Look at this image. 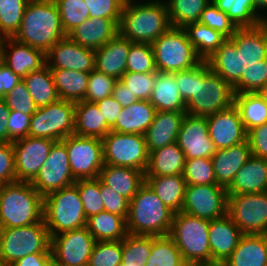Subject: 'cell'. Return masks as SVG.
I'll use <instances>...</instances> for the list:
<instances>
[{"mask_svg":"<svg viewBox=\"0 0 267 266\" xmlns=\"http://www.w3.org/2000/svg\"><path fill=\"white\" fill-rule=\"evenodd\" d=\"M43 220L50 238L86 226L87 218L75 184L43 197Z\"/></svg>","mask_w":267,"mask_h":266,"instance_id":"8992f818","label":"cell"},{"mask_svg":"<svg viewBox=\"0 0 267 266\" xmlns=\"http://www.w3.org/2000/svg\"><path fill=\"white\" fill-rule=\"evenodd\" d=\"M66 36L54 0H29L20 27L13 38L46 54Z\"/></svg>","mask_w":267,"mask_h":266,"instance_id":"6da1fadb","label":"cell"},{"mask_svg":"<svg viewBox=\"0 0 267 266\" xmlns=\"http://www.w3.org/2000/svg\"><path fill=\"white\" fill-rule=\"evenodd\" d=\"M199 23L219 31L227 38H230L238 29L235 23L228 17L226 13L219 10L212 1L206 6L201 13Z\"/></svg>","mask_w":267,"mask_h":266,"instance_id":"9f6ffc18","label":"cell"},{"mask_svg":"<svg viewBox=\"0 0 267 266\" xmlns=\"http://www.w3.org/2000/svg\"><path fill=\"white\" fill-rule=\"evenodd\" d=\"M209 137L216 150L229 148L246 141L247 132L238 109L232 107L206 116Z\"/></svg>","mask_w":267,"mask_h":266,"instance_id":"ffe728a7","label":"cell"},{"mask_svg":"<svg viewBox=\"0 0 267 266\" xmlns=\"http://www.w3.org/2000/svg\"><path fill=\"white\" fill-rule=\"evenodd\" d=\"M209 222L185 212L174 214L169 236L187 264L211 263Z\"/></svg>","mask_w":267,"mask_h":266,"instance_id":"52a82bcc","label":"cell"},{"mask_svg":"<svg viewBox=\"0 0 267 266\" xmlns=\"http://www.w3.org/2000/svg\"><path fill=\"white\" fill-rule=\"evenodd\" d=\"M58 6L61 25L66 35L75 27L84 23L89 16V9L84 0H54Z\"/></svg>","mask_w":267,"mask_h":266,"instance_id":"7dc6e473","label":"cell"},{"mask_svg":"<svg viewBox=\"0 0 267 266\" xmlns=\"http://www.w3.org/2000/svg\"><path fill=\"white\" fill-rule=\"evenodd\" d=\"M177 88L185 104L195 94L196 88V66L187 70L175 72Z\"/></svg>","mask_w":267,"mask_h":266,"instance_id":"e7e4bbea","label":"cell"},{"mask_svg":"<svg viewBox=\"0 0 267 266\" xmlns=\"http://www.w3.org/2000/svg\"><path fill=\"white\" fill-rule=\"evenodd\" d=\"M100 193L104 205V210L118 214L127 220L129 214V201L116 191L105 185L100 180Z\"/></svg>","mask_w":267,"mask_h":266,"instance_id":"91938a15","label":"cell"},{"mask_svg":"<svg viewBox=\"0 0 267 266\" xmlns=\"http://www.w3.org/2000/svg\"><path fill=\"white\" fill-rule=\"evenodd\" d=\"M11 266H55L52 253H33L17 260Z\"/></svg>","mask_w":267,"mask_h":266,"instance_id":"a7ac6f4b","label":"cell"},{"mask_svg":"<svg viewBox=\"0 0 267 266\" xmlns=\"http://www.w3.org/2000/svg\"><path fill=\"white\" fill-rule=\"evenodd\" d=\"M126 72L156 73L151 44L132 43L127 57Z\"/></svg>","mask_w":267,"mask_h":266,"instance_id":"f907efd6","label":"cell"},{"mask_svg":"<svg viewBox=\"0 0 267 266\" xmlns=\"http://www.w3.org/2000/svg\"><path fill=\"white\" fill-rule=\"evenodd\" d=\"M145 182L169 209L181 212L187 185L183 175L145 177Z\"/></svg>","mask_w":267,"mask_h":266,"instance_id":"d590c367","label":"cell"},{"mask_svg":"<svg viewBox=\"0 0 267 266\" xmlns=\"http://www.w3.org/2000/svg\"><path fill=\"white\" fill-rule=\"evenodd\" d=\"M66 144L69 166L74 179L98 178L104 165L102 140L75 134L62 140Z\"/></svg>","mask_w":267,"mask_h":266,"instance_id":"4fadbf2b","label":"cell"},{"mask_svg":"<svg viewBox=\"0 0 267 266\" xmlns=\"http://www.w3.org/2000/svg\"><path fill=\"white\" fill-rule=\"evenodd\" d=\"M60 99L70 102L83 101L86 95L89 72L50 68Z\"/></svg>","mask_w":267,"mask_h":266,"instance_id":"74e56055","label":"cell"},{"mask_svg":"<svg viewBox=\"0 0 267 266\" xmlns=\"http://www.w3.org/2000/svg\"><path fill=\"white\" fill-rule=\"evenodd\" d=\"M20 81L22 78L3 64L0 67V98L9 93Z\"/></svg>","mask_w":267,"mask_h":266,"instance_id":"003e7915","label":"cell"},{"mask_svg":"<svg viewBox=\"0 0 267 266\" xmlns=\"http://www.w3.org/2000/svg\"><path fill=\"white\" fill-rule=\"evenodd\" d=\"M226 190L227 195L267 192V159L252 155Z\"/></svg>","mask_w":267,"mask_h":266,"instance_id":"d4e9b609","label":"cell"},{"mask_svg":"<svg viewBox=\"0 0 267 266\" xmlns=\"http://www.w3.org/2000/svg\"><path fill=\"white\" fill-rule=\"evenodd\" d=\"M183 178L187 185L217 184L211 158H195L185 161Z\"/></svg>","mask_w":267,"mask_h":266,"instance_id":"c3c4849f","label":"cell"},{"mask_svg":"<svg viewBox=\"0 0 267 266\" xmlns=\"http://www.w3.org/2000/svg\"><path fill=\"white\" fill-rule=\"evenodd\" d=\"M234 106L246 132L267 123V102L257 92L235 94Z\"/></svg>","mask_w":267,"mask_h":266,"instance_id":"60d3db41","label":"cell"},{"mask_svg":"<svg viewBox=\"0 0 267 266\" xmlns=\"http://www.w3.org/2000/svg\"><path fill=\"white\" fill-rule=\"evenodd\" d=\"M46 65L49 68L90 73L95 69V50L83 47L66 36L46 53Z\"/></svg>","mask_w":267,"mask_h":266,"instance_id":"d6986e66","label":"cell"},{"mask_svg":"<svg viewBox=\"0 0 267 266\" xmlns=\"http://www.w3.org/2000/svg\"><path fill=\"white\" fill-rule=\"evenodd\" d=\"M54 142L30 136L13 142L16 181L31 182L37 176Z\"/></svg>","mask_w":267,"mask_h":266,"instance_id":"e0dca14e","label":"cell"},{"mask_svg":"<svg viewBox=\"0 0 267 266\" xmlns=\"http://www.w3.org/2000/svg\"><path fill=\"white\" fill-rule=\"evenodd\" d=\"M101 140L104 164L135 168L145 173L149 152L144 135L110 131Z\"/></svg>","mask_w":267,"mask_h":266,"instance_id":"8fae6325","label":"cell"},{"mask_svg":"<svg viewBox=\"0 0 267 266\" xmlns=\"http://www.w3.org/2000/svg\"><path fill=\"white\" fill-rule=\"evenodd\" d=\"M188 40L192 43L197 55L203 60H208L219 47L228 39L225 35L203 25L194 22L183 28Z\"/></svg>","mask_w":267,"mask_h":266,"instance_id":"ab89813d","label":"cell"},{"mask_svg":"<svg viewBox=\"0 0 267 266\" xmlns=\"http://www.w3.org/2000/svg\"><path fill=\"white\" fill-rule=\"evenodd\" d=\"M121 241H96L88 266H120L122 261Z\"/></svg>","mask_w":267,"mask_h":266,"instance_id":"f5cc1de1","label":"cell"},{"mask_svg":"<svg viewBox=\"0 0 267 266\" xmlns=\"http://www.w3.org/2000/svg\"><path fill=\"white\" fill-rule=\"evenodd\" d=\"M117 79L96 69L90 72L84 101L96 103L113 93Z\"/></svg>","mask_w":267,"mask_h":266,"instance_id":"11a10c76","label":"cell"},{"mask_svg":"<svg viewBox=\"0 0 267 266\" xmlns=\"http://www.w3.org/2000/svg\"><path fill=\"white\" fill-rule=\"evenodd\" d=\"M208 234L211 263L220 265L230 257L244 235L228 214L211 220Z\"/></svg>","mask_w":267,"mask_h":266,"instance_id":"44dd1931","label":"cell"},{"mask_svg":"<svg viewBox=\"0 0 267 266\" xmlns=\"http://www.w3.org/2000/svg\"><path fill=\"white\" fill-rule=\"evenodd\" d=\"M2 99L5 101L10 111H19L23 114L33 115L37 110V106L23 80L9 93L5 94Z\"/></svg>","mask_w":267,"mask_h":266,"instance_id":"6f0895ef","label":"cell"},{"mask_svg":"<svg viewBox=\"0 0 267 266\" xmlns=\"http://www.w3.org/2000/svg\"><path fill=\"white\" fill-rule=\"evenodd\" d=\"M251 156L247 140L229 148L216 150L211 159L217 184L227 188Z\"/></svg>","mask_w":267,"mask_h":266,"instance_id":"4316f807","label":"cell"},{"mask_svg":"<svg viewBox=\"0 0 267 266\" xmlns=\"http://www.w3.org/2000/svg\"><path fill=\"white\" fill-rule=\"evenodd\" d=\"M255 9L259 12L260 10H267V0H252Z\"/></svg>","mask_w":267,"mask_h":266,"instance_id":"8c879c8a","label":"cell"},{"mask_svg":"<svg viewBox=\"0 0 267 266\" xmlns=\"http://www.w3.org/2000/svg\"><path fill=\"white\" fill-rule=\"evenodd\" d=\"M156 109L149 100H138L123 107L111 131L144 135L153 122Z\"/></svg>","mask_w":267,"mask_h":266,"instance_id":"f546056e","label":"cell"},{"mask_svg":"<svg viewBox=\"0 0 267 266\" xmlns=\"http://www.w3.org/2000/svg\"><path fill=\"white\" fill-rule=\"evenodd\" d=\"M74 121L75 103L59 99L37 108L31 116L28 136L61 141L74 134Z\"/></svg>","mask_w":267,"mask_h":266,"instance_id":"30bf717a","label":"cell"},{"mask_svg":"<svg viewBox=\"0 0 267 266\" xmlns=\"http://www.w3.org/2000/svg\"><path fill=\"white\" fill-rule=\"evenodd\" d=\"M111 131L96 103H75L74 134L81 137L102 139Z\"/></svg>","mask_w":267,"mask_h":266,"instance_id":"836d02e7","label":"cell"},{"mask_svg":"<svg viewBox=\"0 0 267 266\" xmlns=\"http://www.w3.org/2000/svg\"><path fill=\"white\" fill-rule=\"evenodd\" d=\"M186 266H222V265L213 263H196V264H186Z\"/></svg>","mask_w":267,"mask_h":266,"instance_id":"11e5206c","label":"cell"},{"mask_svg":"<svg viewBox=\"0 0 267 266\" xmlns=\"http://www.w3.org/2000/svg\"><path fill=\"white\" fill-rule=\"evenodd\" d=\"M151 46L157 72L175 73L193 68L203 61L183 28L170 27Z\"/></svg>","mask_w":267,"mask_h":266,"instance_id":"ba28073f","label":"cell"},{"mask_svg":"<svg viewBox=\"0 0 267 266\" xmlns=\"http://www.w3.org/2000/svg\"><path fill=\"white\" fill-rule=\"evenodd\" d=\"M119 33L118 23L113 19L90 17L67 36L83 47L98 49Z\"/></svg>","mask_w":267,"mask_h":266,"instance_id":"484cf974","label":"cell"},{"mask_svg":"<svg viewBox=\"0 0 267 266\" xmlns=\"http://www.w3.org/2000/svg\"><path fill=\"white\" fill-rule=\"evenodd\" d=\"M212 3L235 23L238 28L256 27L264 16L257 12L252 0H211Z\"/></svg>","mask_w":267,"mask_h":266,"instance_id":"b9f144b4","label":"cell"},{"mask_svg":"<svg viewBox=\"0 0 267 266\" xmlns=\"http://www.w3.org/2000/svg\"><path fill=\"white\" fill-rule=\"evenodd\" d=\"M43 219V196L30 182L15 181L0 187V227L32 225Z\"/></svg>","mask_w":267,"mask_h":266,"instance_id":"277c9868","label":"cell"},{"mask_svg":"<svg viewBox=\"0 0 267 266\" xmlns=\"http://www.w3.org/2000/svg\"><path fill=\"white\" fill-rule=\"evenodd\" d=\"M267 102V82L257 92Z\"/></svg>","mask_w":267,"mask_h":266,"instance_id":"753ad0ef","label":"cell"},{"mask_svg":"<svg viewBox=\"0 0 267 266\" xmlns=\"http://www.w3.org/2000/svg\"><path fill=\"white\" fill-rule=\"evenodd\" d=\"M222 266H267V235L244 234Z\"/></svg>","mask_w":267,"mask_h":266,"instance_id":"4dcf8cb0","label":"cell"},{"mask_svg":"<svg viewBox=\"0 0 267 266\" xmlns=\"http://www.w3.org/2000/svg\"><path fill=\"white\" fill-rule=\"evenodd\" d=\"M118 27L132 43L152 44L171 27L165 0H126Z\"/></svg>","mask_w":267,"mask_h":266,"instance_id":"7a4b0ae2","label":"cell"},{"mask_svg":"<svg viewBox=\"0 0 267 266\" xmlns=\"http://www.w3.org/2000/svg\"><path fill=\"white\" fill-rule=\"evenodd\" d=\"M22 80L26 84L37 108L49 105L60 99L51 70L47 65L28 73Z\"/></svg>","mask_w":267,"mask_h":266,"instance_id":"f35d334b","label":"cell"},{"mask_svg":"<svg viewBox=\"0 0 267 266\" xmlns=\"http://www.w3.org/2000/svg\"><path fill=\"white\" fill-rule=\"evenodd\" d=\"M246 140L253 156L267 159V123L248 130Z\"/></svg>","mask_w":267,"mask_h":266,"instance_id":"be15d7a7","label":"cell"},{"mask_svg":"<svg viewBox=\"0 0 267 266\" xmlns=\"http://www.w3.org/2000/svg\"><path fill=\"white\" fill-rule=\"evenodd\" d=\"M182 254L169 236H153L150 257L145 266H186Z\"/></svg>","mask_w":267,"mask_h":266,"instance_id":"ee69618b","label":"cell"},{"mask_svg":"<svg viewBox=\"0 0 267 266\" xmlns=\"http://www.w3.org/2000/svg\"><path fill=\"white\" fill-rule=\"evenodd\" d=\"M228 195L219 184L186 185L181 212L206 219H218L227 214Z\"/></svg>","mask_w":267,"mask_h":266,"instance_id":"2e32d148","label":"cell"},{"mask_svg":"<svg viewBox=\"0 0 267 266\" xmlns=\"http://www.w3.org/2000/svg\"><path fill=\"white\" fill-rule=\"evenodd\" d=\"M206 62L214 73L232 87L239 81L244 70L241 54L229 38Z\"/></svg>","mask_w":267,"mask_h":266,"instance_id":"d6a6232c","label":"cell"},{"mask_svg":"<svg viewBox=\"0 0 267 266\" xmlns=\"http://www.w3.org/2000/svg\"><path fill=\"white\" fill-rule=\"evenodd\" d=\"M120 81L136 95L138 100H150L155 86L156 73L125 72Z\"/></svg>","mask_w":267,"mask_h":266,"instance_id":"db71d44e","label":"cell"},{"mask_svg":"<svg viewBox=\"0 0 267 266\" xmlns=\"http://www.w3.org/2000/svg\"><path fill=\"white\" fill-rule=\"evenodd\" d=\"M150 103L156 111L186 112V104L182 99L175 73L156 72V81Z\"/></svg>","mask_w":267,"mask_h":266,"instance_id":"e575fe53","label":"cell"},{"mask_svg":"<svg viewBox=\"0 0 267 266\" xmlns=\"http://www.w3.org/2000/svg\"><path fill=\"white\" fill-rule=\"evenodd\" d=\"M98 178L130 202L145 182V173L135 168L104 164Z\"/></svg>","mask_w":267,"mask_h":266,"instance_id":"f1b7e54d","label":"cell"},{"mask_svg":"<svg viewBox=\"0 0 267 266\" xmlns=\"http://www.w3.org/2000/svg\"><path fill=\"white\" fill-rule=\"evenodd\" d=\"M185 155L177 142L166 145L149 153L145 177L183 175Z\"/></svg>","mask_w":267,"mask_h":266,"instance_id":"1f68e13d","label":"cell"},{"mask_svg":"<svg viewBox=\"0 0 267 266\" xmlns=\"http://www.w3.org/2000/svg\"><path fill=\"white\" fill-rule=\"evenodd\" d=\"M7 47L9 52L6 50ZM3 48L4 64L21 78L46 65V54L43 51L21 43L13 37L3 38Z\"/></svg>","mask_w":267,"mask_h":266,"instance_id":"7402d4cb","label":"cell"},{"mask_svg":"<svg viewBox=\"0 0 267 266\" xmlns=\"http://www.w3.org/2000/svg\"><path fill=\"white\" fill-rule=\"evenodd\" d=\"M234 97L233 87L202 61L196 66L195 94L186 103V113L206 117L232 107Z\"/></svg>","mask_w":267,"mask_h":266,"instance_id":"5b68a950","label":"cell"},{"mask_svg":"<svg viewBox=\"0 0 267 266\" xmlns=\"http://www.w3.org/2000/svg\"><path fill=\"white\" fill-rule=\"evenodd\" d=\"M174 212L144 182L129 202L127 231L132 235L167 236Z\"/></svg>","mask_w":267,"mask_h":266,"instance_id":"3957f363","label":"cell"},{"mask_svg":"<svg viewBox=\"0 0 267 266\" xmlns=\"http://www.w3.org/2000/svg\"><path fill=\"white\" fill-rule=\"evenodd\" d=\"M186 112L156 111L153 122L144 136L148 152L177 142L178 133Z\"/></svg>","mask_w":267,"mask_h":266,"instance_id":"cb8c5ba5","label":"cell"},{"mask_svg":"<svg viewBox=\"0 0 267 266\" xmlns=\"http://www.w3.org/2000/svg\"><path fill=\"white\" fill-rule=\"evenodd\" d=\"M29 0H0V38L13 37Z\"/></svg>","mask_w":267,"mask_h":266,"instance_id":"bcb514c9","label":"cell"},{"mask_svg":"<svg viewBox=\"0 0 267 266\" xmlns=\"http://www.w3.org/2000/svg\"><path fill=\"white\" fill-rule=\"evenodd\" d=\"M112 96L122 107L130 106L132 103L138 101L136 95L132 94L120 80L116 81Z\"/></svg>","mask_w":267,"mask_h":266,"instance_id":"89a4df30","label":"cell"},{"mask_svg":"<svg viewBox=\"0 0 267 266\" xmlns=\"http://www.w3.org/2000/svg\"><path fill=\"white\" fill-rule=\"evenodd\" d=\"M74 184L78 187V192L87 219L104 211L99 178L81 179L77 180Z\"/></svg>","mask_w":267,"mask_h":266,"instance_id":"681fc988","label":"cell"},{"mask_svg":"<svg viewBox=\"0 0 267 266\" xmlns=\"http://www.w3.org/2000/svg\"><path fill=\"white\" fill-rule=\"evenodd\" d=\"M177 144L186 160L211 158L216 149L209 137L206 117L185 114L178 133Z\"/></svg>","mask_w":267,"mask_h":266,"instance_id":"ac0fdd59","label":"cell"},{"mask_svg":"<svg viewBox=\"0 0 267 266\" xmlns=\"http://www.w3.org/2000/svg\"><path fill=\"white\" fill-rule=\"evenodd\" d=\"M31 116L19 111H10L7 123L8 142H14L28 136Z\"/></svg>","mask_w":267,"mask_h":266,"instance_id":"6125c7cd","label":"cell"},{"mask_svg":"<svg viewBox=\"0 0 267 266\" xmlns=\"http://www.w3.org/2000/svg\"><path fill=\"white\" fill-rule=\"evenodd\" d=\"M95 242L86 226L51 237L55 266H88Z\"/></svg>","mask_w":267,"mask_h":266,"instance_id":"9a60e30c","label":"cell"},{"mask_svg":"<svg viewBox=\"0 0 267 266\" xmlns=\"http://www.w3.org/2000/svg\"><path fill=\"white\" fill-rule=\"evenodd\" d=\"M265 82H267V59L247 65L233 89L235 94L258 92Z\"/></svg>","mask_w":267,"mask_h":266,"instance_id":"816d5d0a","label":"cell"},{"mask_svg":"<svg viewBox=\"0 0 267 266\" xmlns=\"http://www.w3.org/2000/svg\"><path fill=\"white\" fill-rule=\"evenodd\" d=\"M262 24L266 27L267 29V16L265 15L264 18H263V22Z\"/></svg>","mask_w":267,"mask_h":266,"instance_id":"2a66077c","label":"cell"},{"mask_svg":"<svg viewBox=\"0 0 267 266\" xmlns=\"http://www.w3.org/2000/svg\"><path fill=\"white\" fill-rule=\"evenodd\" d=\"M86 227L95 241H121L128 235L126 219L105 210L89 217Z\"/></svg>","mask_w":267,"mask_h":266,"instance_id":"8d00e7d4","label":"cell"},{"mask_svg":"<svg viewBox=\"0 0 267 266\" xmlns=\"http://www.w3.org/2000/svg\"><path fill=\"white\" fill-rule=\"evenodd\" d=\"M106 123L112 127L118 118L123 107L118 103L113 96L106 97L96 102Z\"/></svg>","mask_w":267,"mask_h":266,"instance_id":"03108f58","label":"cell"},{"mask_svg":"<svg viewBox=\"0 0 267 266\" xmlns=\"http://www.w3.org/2000/svg\"><path fill=\"white\" fill-rule=\"evenodd\" d=\"M10 109L5 101L0 98V144L8 143L7 123L9 119Z\"/></svg>","mask_w":267,"mask_h":266,"instance_id":"2644e50d","label":"cell"},{"mask_svg":"<svg viewBox=\"0 0 267 266\" xmlns=\"http://www.w3.org/2000/svg\"><path fill=\"white\" fill-rule=\"evenodd\" d=\"M51 238L44 220L32 225L0 227V258L11 266L33 253H51Z\"/></svg>","mask_w":267,"mask_h":266,"instance_id":"9c48e42d","label":"cell"},{"mask_svg":"<svg viewBox=\"0 0 267 266\" xmlns=\"http://www.w3.org/2000/svg\"><path fill=\"white\" fill-rule=\"evenodd\" d=\"M171 27L184 28L198 22L211 0H165Z\"/></svg>","mask_w":267,"mask_h":266,"instance_id":"7bdbcfd3","label":"cell"},{"mask_svg":"<svg viewBox=\"0 0 267 266\" xmlns=\"http://www.w3.org/2000/svg\"><path fill=\"white\" fill-rule=\"evenodd\" d=\"M229 39L241 54L243 69L267 59V29L262 23L256 27L238 28Z\"/></svg>","mask_w":267,"mask_h":266,"instance_id":"83f0119b","label":"cell"},{"mask_svg":"<svg viewBox=\"0 0 267 266\" xmlns=\"http://www.w3.org/2000/svg\"><path fill=\"white\" fill-rule=\"evenodd\" d=\"M90 17L113 19L120 22L123 5L126 0H84Z\"/></svg>","mask_w":267,"mask_h":266,"instance_id":"680465c9","label":"cell"},{"mask_svg":"<svg viewBox=\"0 0 267 266\" xmlns=\"http://www.w3.org/2000/svg\"><path fill=\"white\" fill-rule=\"evenodd\" d=\"M131 44V41L118 33L101 48L95 49V69L120 80L126 72Z\"/></svg>","mask_w":267,"mask_h":266,"instance_id":"603a6c76","label":"cell"},{"mask_svg":"<svg viewBox=\"0 0 267 266\" xmlns=\"http://www.w3.org/2000/svg\"><path fill=\"white\" fill-rule=\"evenodd\" d=\"M75 182L76 180L69 166L66 144L62 140L55 141L50 148L46 161L30 183L45 197Z\"/></svg>","mask_w":267,"mask_h":266,"instance_id":"5bb4252c","label":"cell"},{"mask_svg":"<svg viewBox=\"0 0 267 266\" xmlns=\"http://www.w3.org/2000/svg\"><path fill=\"white\" fill-rule=\"evenodd\" d=\"M16 181L13 142L0 144V187Z\"/></svg>","mask_w":267,"mask_h":266,"instance_id":"94428289","label":"cell"},{"mask_svg":"<svg viewBox=\"0 0 267 266\" xmlns=\"http://www.w3.org/2000/svg\"><path fill=\"white\" fill-rule=\"evenodd\" d=\"M227 214L243 234L267 235V192L228 195Z\"/></svg>","mask_w":267,"mask_h":266,"instance_id":"7c38bea8","label":"cell"},{"mask_svg":"<svg viewBox=\"0 0 267 266\" xmlns=\"http://www.w3.org/2000/svg\"><path fill=\"white\" fill-rule=\"evenodd\" d=\"M0 266H8V265L0 258Z\"/></svg>","mask_w":267,"mask_h":266,"instance_id":"b9fcfbb0","label":"cell"},{"mask_svg":"<svg viewBox=\"0 0 267 266\" xmlns=\"http://www.w3.org/2000/svg\"><path fill=\"white\" fill-rule=\"evenodd\" d=\"M153 236L128 234L122 240L121 266H145L150 257Z\"/></svg>","mask_w":267,"mask_h":266,"instance_id":"f6af8a7d","label":"cell"},{"mask_svg":"<svg viewBox=\"0 0 267 266\" xmlns=\"http://www.w3.org/2000/svg\"><path fill=\"white\" fill-rule=\"evenodd\" d=\"M3 38H0V67L4 64V57H3Z\"/></svg>","mask_w":267,"mask_h":266,"instance_id":"34e18365","label":"cell"}]
</instances>
